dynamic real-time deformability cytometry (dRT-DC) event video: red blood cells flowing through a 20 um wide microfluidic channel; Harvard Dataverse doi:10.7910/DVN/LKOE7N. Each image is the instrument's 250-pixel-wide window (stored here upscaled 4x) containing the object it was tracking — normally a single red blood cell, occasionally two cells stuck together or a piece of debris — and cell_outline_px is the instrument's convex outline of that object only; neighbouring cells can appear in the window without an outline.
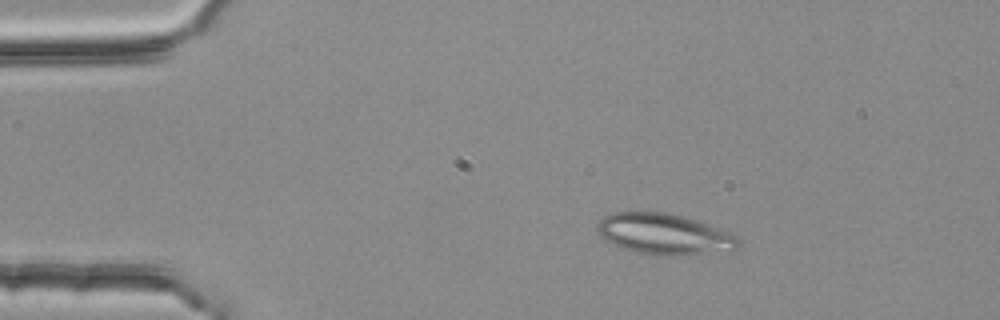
{"species": "common noctule bat (a hibernating species)", "species_latin": "Nyctalus noctula", "temperature_condition": "room temperature", "stored_images_in_passage": 2, "camera_frame_rate_fps": 3000, "um_per_image_px": 0.085, "animal": {"sex": "female", "body_mass_g": 25.1}, "frame": {"image": 1, "passage_image": 1, "time_ms": 0.0, "image_size_px": [1000, 320], "cell_outline_px": [[740, 244], [736, 248], [684, 256], [660, 256], [636, 252], [624, 248], [604, 240], [600, 236], [596, 228], [596, 224], [604, 216], [612, 212], [664, 212], [696, 220], [720, 228], [736, 236], [740, 240]], "centroid_in_image_um": [56.41, 19.9], "position_along_channel_um": 28.6, "area_um2": 33.52}}